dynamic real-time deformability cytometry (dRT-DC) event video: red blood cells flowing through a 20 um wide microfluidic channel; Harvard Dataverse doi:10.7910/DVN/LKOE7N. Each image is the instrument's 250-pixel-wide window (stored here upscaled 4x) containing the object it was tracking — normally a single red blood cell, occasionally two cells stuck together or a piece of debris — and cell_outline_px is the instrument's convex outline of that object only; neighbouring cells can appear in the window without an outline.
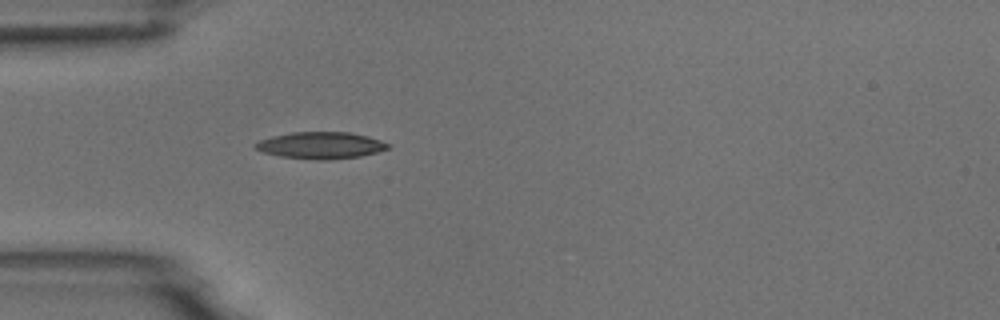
{"species": "common noctule bat (a hibernating species)", "species_latin": "Nyctalus noctula", "temperature_condition": "room temperature", "stored_images_in_passage": 1, "camera_frame_rate_fps": 3000, "um_per_image_px": 0.085, "animal": {"sex": "male", "body_mass_g": 18.8}, "frame": {"image": 1, "passage_image": 1, "time_ms": 0.0, "image_size_px": [1000, 320], "cell_outline_px": [[392, 144], [388, 148], [376, 152], [360, 156], [328, 160], [316, 160], [280, 156], [264, 152], [256, 148], [252, 144], [260, 140], [272, 136], [292, 132], [348, 132], [368, 136]], "centroid_in_image_um": [27.27, 12.35], "position_along_channel_um": 57.7, "area_um2": 20.63}}